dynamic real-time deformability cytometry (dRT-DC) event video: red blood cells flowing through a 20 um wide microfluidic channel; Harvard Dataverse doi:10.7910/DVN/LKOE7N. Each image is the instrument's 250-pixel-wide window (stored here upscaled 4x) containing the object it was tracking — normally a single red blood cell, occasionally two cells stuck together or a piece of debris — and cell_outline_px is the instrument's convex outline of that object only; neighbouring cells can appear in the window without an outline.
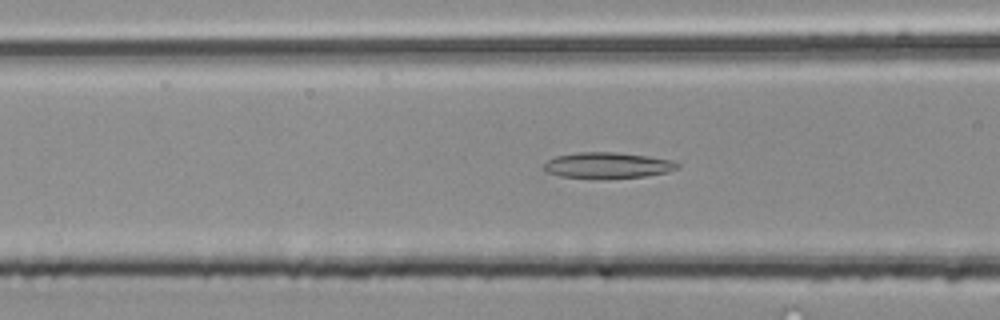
{"species": "common noctule bat (a hibernating species)", "species_latin": "Nyctalus noctula", "temperature_condition": "room temperature", "stored_images_in_passage": 35, "camera_frame_rate_fps": 3000, "um_per_image_px": 0.085, "animal": {"sex": "male", "body_mass_g": 20.4}, "frame": {"image": 1, "passage_image": 5, "time_ms": 1.333, "image_size_px": [1000, 320], "cell_outline_px": [[680, 168], [668, 172], [644, 176], [560, 176], [548, 172], [544, 168], [544, 164], [548, 160], [556, 156], [580, 152], [616, 152], [648, 156], [672, 160], [680, 164]], "centroid_in_image_um": [51.71, 14.01], "position_along_channel_um": 114.9, "area_um2": 19.31}}
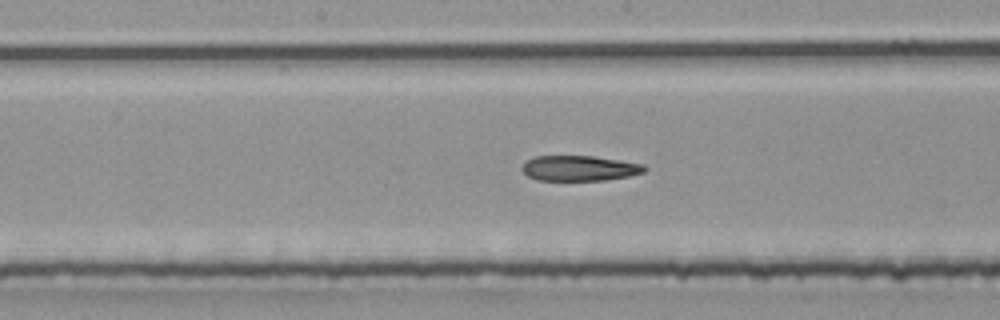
{"frame": {"image": 2, "passage_image": 11, "time_ms": 3.333, "image_size_px": [1000, 320], "cell_outline_px": [[648, 168], [644, 172], [628, 176], [604, 180], [536, 180], [528, 176], [520, 168], [524, 160], [536, 156], [592, 156], [644, 164]], "centroid_in_image_um": [49.21, 14.29], "position_along_channel_um": 199.0, "area_um2": 18.09}}
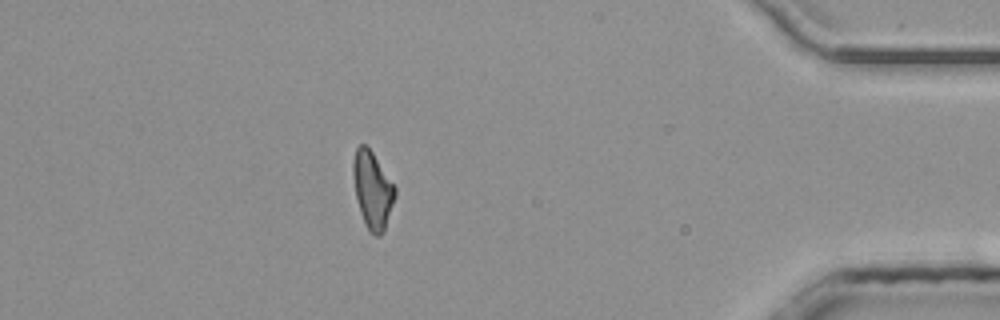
{"frame": {"image": 3, "passage_image": 29, "time_ms": 9.333, "image_size_px": [1000, 320], "cell_outline_px": [[396, 196], [384, 232], [380, 236], [376, 236], [368, 228], [360, 212], [356, 196], [352, 176], [352, 160], [356, 148], [360, 144], [364, 144], [372, 152], [396, 188]], "centroid_in_image_um": [31.66, 16.14], "position_along_channel_um": 403.5, "area_um2": 18.67}}